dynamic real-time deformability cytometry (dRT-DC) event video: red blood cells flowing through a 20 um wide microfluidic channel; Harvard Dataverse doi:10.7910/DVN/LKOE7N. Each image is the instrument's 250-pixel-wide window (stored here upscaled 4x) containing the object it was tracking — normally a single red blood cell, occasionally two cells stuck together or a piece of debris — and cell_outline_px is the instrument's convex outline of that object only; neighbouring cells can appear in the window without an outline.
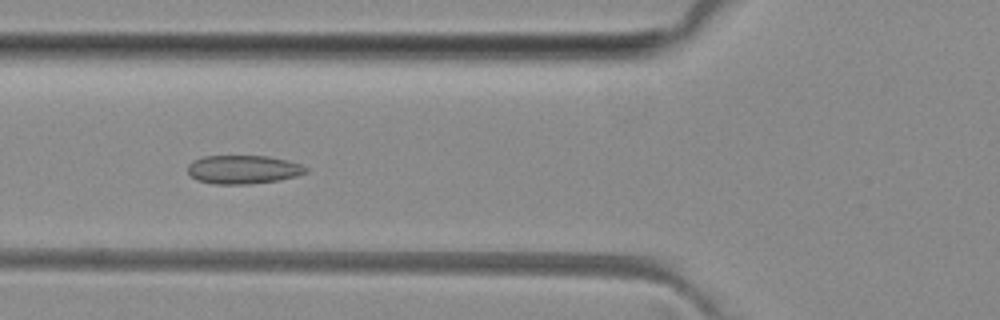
{"species": "common noctule bat (a hibernating species)", "species_latin": "Nyctalus noctula", "temperature_condition": "room temperature", "stored_images_in_passage": 37, "camera_frame_rate_fps": 3000, "um_per_image_px": 0.085, "animal": {"sex": "female", "body_mass_g": 29.2, "forearm_length_mm": 56.3}, "frame": {"image": 1, "passage_image": 5, "time_ms": 1.333, "image_size_px": [1000, 320], "cell_outline_px": [[308, 172], [296, 176], [280, 180], [248, 184], [212, 184], [196, 180], [188, 172], [188, 164], [192, 160], [204, 156], [268, 156], [288, 160], [300, 164], [308, 168]], "centroid_in_image_um": [20.67, 14.41], "position_along_channel_um": 105.1, "area_um2": 19.83}}
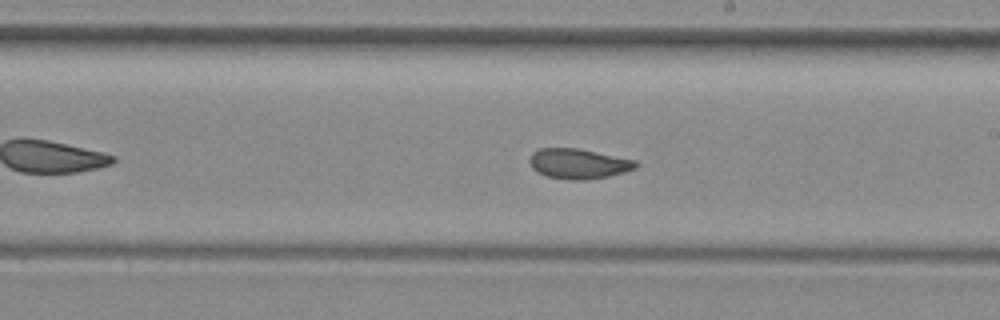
{"frame": {"image": 2, "passage_image": 15, "time_ms": 4.667, "image_size_px": [1000, 320], "cell_outline_px": [[640, 164], [636, 168], [624, 172], [608, 176], [584, 180], [568, 180], [544, 176], [536, 172], [532, 168], [528, 160], [532, 152], [540, 148], [580, 148], [636, 160]], "centroid_in_image_um": [49.15, 13.91], "position_along_channel_um": 239.8, "area_um2": 18.96}}
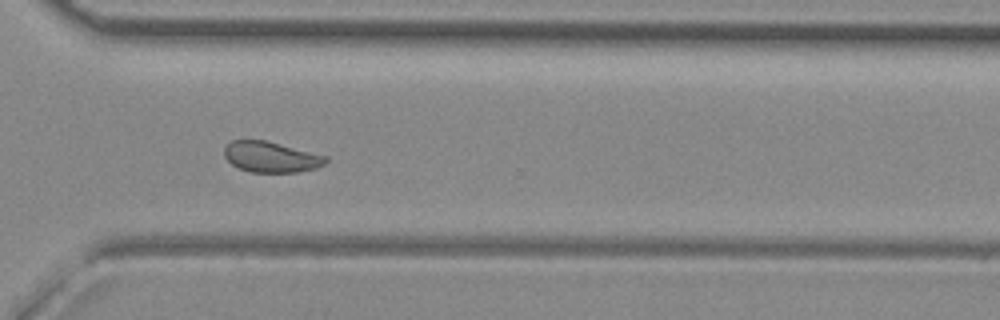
{"frame": {"image": 3, "passage_image": 23, "time_ms": 7.333, "image_size_px": [1000, 320], "cell_outline_px": [[328, 160], [324, 164], [316, 168], [296, 172], [252, 172], [240, 168], [232, 164], [224, 156], [224, 148], [232, 140], [264, 140], [328, 156]], "centroid_in_image_um": [23.04, 13.34], "position_along_channel_um": 347.6, "area_um2": 17.98}, "authors_computed_cell_mechanics": {"area_um2": 19.2474, "velocity_mm_per_s": 4.0431, "shape_relaxation_time_tau1_ms": null, "shape_relaxation_time_tau2_ms": 1.4996, "deformation_change_tau1": null, "deformation_change_tau2": 0.0502}}